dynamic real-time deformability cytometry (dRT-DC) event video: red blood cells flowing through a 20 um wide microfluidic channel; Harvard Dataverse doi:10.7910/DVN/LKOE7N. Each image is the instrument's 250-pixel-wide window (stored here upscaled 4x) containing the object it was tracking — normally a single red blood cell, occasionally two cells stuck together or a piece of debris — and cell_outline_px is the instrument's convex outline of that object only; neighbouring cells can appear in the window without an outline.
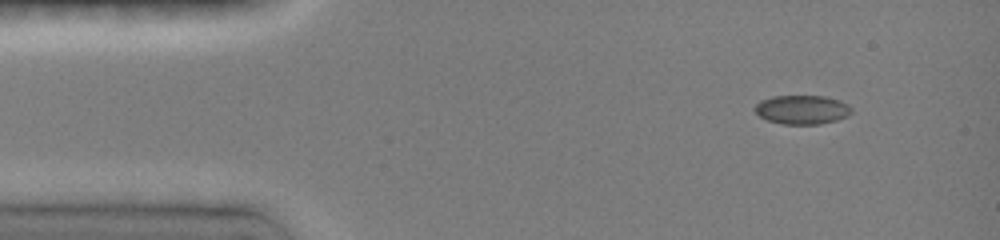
{"species": "common noctule bat (a hibernating species)", "species_latin": "Nyctalus noctula", "temperature_condition": "room temperature", "stored_images_in_passage": 29, "camera_frame_rate_fps": 3000, "um_per_image_px": 0.085, "animal": {"sex": "female", "body_mass_g": 19.0, "forearm_length_mm": 51.5}, "frame": {"image": 1, "passage_image": 1, "time_ms": 0.0, "image_size_px": [1000, 240], "cell_outline_px": [[852, 112], [848, 116], [836, 120], [820, 124], [784, 124], [768, 120], [760, 116], [752, 108], [760, 100], [772, 96], [824, 96], [840, 100], [848, 104], [852, 108]], "centroid_in_image_um": [68.18, 9.31], "position_along_channel_um": 16.8, "area_um2": 16.42}}
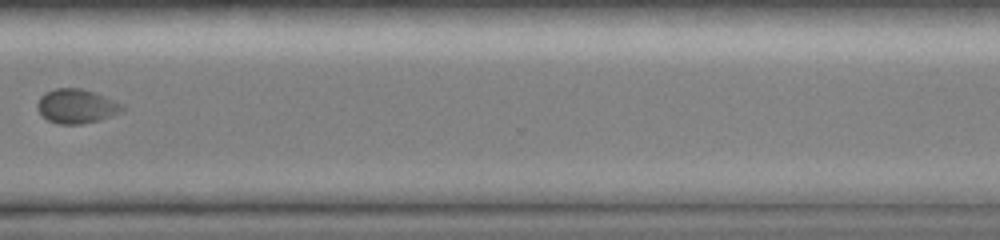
{"frame": {"image": 2, "passage_image": 22, "time_ms": 7.0, "image_size_px": [1000, 240], "cell_outline_px": [[124, 112], [100, 120], [80, 124], [56, 124], [48, 120], [36, 108], [36, 104], [40, 96], [44, 92], [56, 88], [80, 88], [104, 96], [124, 104]], "centroid_in_image_um": [6.51, 9.03], "position_along_channel_um": 364.1, "area_um2": 17.11}}
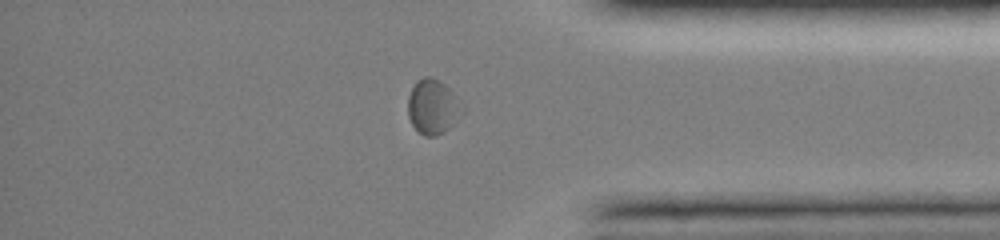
{"frame": {"image": 3, "passage_image": 24, "time_ms": 7.667, "image_size_px": [1000, 240], "cell_outline_px": [[464, 112], [444, 132], [436, 136], [424, 136], [412, 124], [408, 116], [408, 96], [416, 80], [424, 76], [428, 76], [444, 84], [452, 92], [464, 108]], "centroid_in_image_um": [36.78, 9.08], "position_along_channel_um": 398.4, "area_um2": 17.11}}